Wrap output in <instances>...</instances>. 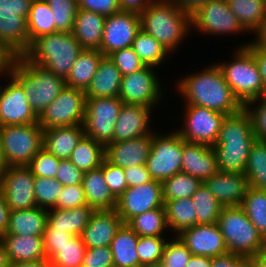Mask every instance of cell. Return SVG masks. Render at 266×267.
I'll list each match as a JSON object with an SVG mask.
<instances>
[{
  "mask_svg": "<svg viewBox=\"0 0 266 267\" xmlns=\"http://www.w3.org/2000/svg\"><path fill=\"white\" fill-rule=\"evenodd\" d=\"M176 82L175 89L185 101L184 105H197L226 115L235 114L244 108L216 63L208 65L201 72L187 74Z\"/></svg>",
  "mask_w": 266,
  "mask_h": 267,
  "instance_id": "6da1fadb",
  "label": "cell"
},
{
  "mask_svg": "<svg viewBox=\"0 0 266 267\" xmlns=\"http://www.w3.org/2000/svg\"><path fill=\"white\" fill-rule=\"evenodd\" d=\"M255 140L251 118L244 108L235 114L226 115L218 138L212 146L218 170L244 174L249 151Z\"/></svg>",
  "mask_w": 266,
  "mask_h": 267,
  "instance_id": "7a4b0ae2",
  "label": "cell"
},
{
  "mask_svg": "<svg viewBox=\"0 0 266 267\" xmlns=\"http://www.w3.org/2000/svg\"><path fill=\"white\" fill-rule=\"evenodd\" d=\"M140 19L141 29L171 54L192 31L191 13L170 0H155L140 13Z\"/></svg>",
  "mask_w": 266,
  "mask_h": 267,
  "instance_id": "3957f363",
  "label": "cell"
},
{
  "mask_svg": "<svg viewBox=\"0 0 266 267\" xmlns=\"http://www.w3.org/2000/svg\"><path fill=\"white\" fill-rule=\"evenodd\" d=\"M8 73L22 86L29 105L39 116L65 87V80L24 55L13 57Z\"/></svg>",
  "mask_w": 266,
  "mask_h": 267,
  "instance_id": "277c9868",
  "label": "cell"
},
{
  "mask_svg": "<svg viewBox=\"0 0 266 267\" xmlns=\"http://www.w3.org/2000/svg\"><path fill=\"white\" fill-rule=\"evenodd\" d=\"M83 49L72 32H56L32 41L23 55L66 80Z\"/></svg>",
  "mask_w": 266,
  "mask_h": 267,
  "instance_id": "5b68a950",
  "label": "cell"
},
{
  "mask_svg": "<svg viewBox=\"0 0 266 267\" xmlns=\"http://www.w3.org/2000/svg\"><path fill=\"white\" fill-rule=\"evenodd\" d=\"M229 253L251 259L266 248V240L240 206L222 207L217 222Z\"/></svg>",
  "mask_w": 266,
  "mask_h": 267,
  "instance_id": "8992f818",
  "label": "cell"
},
{
  "mask_svg": "<svg viewBox=\"0 0 266 267\" xmlns=\"http://www.w3.org/2000/svg\"><path fill=\"white\" fill-rule=\"evenodd\" d=\"M232 59L217 63L234 95L245 105L251 100L264 97L258 65L246 47H238Z\"/></svg>",
  "mask_w": 266,
  "mask_h": 267,
  "instance_id": "52a82bcc",
  "label": "cell"
},
{
  "mask_svg": "<svg viewBox=\"0 0 266 267\" xmlns=\"http://www.w3.org/2000/svg\"><path fill=\"white\" fill-rule=\"evenodd\" d=\"M33 0H0V45L12 56L30 47L27 18Z\"/></svg>",
  "mask_w": 266,
  "mask_h": 267,
  "instance_id": "ba28073f",
  "label": "cell"
},
{
  "mask_svg": "<svg viewBox=\"0 0 266 267\" xmlns=\"http://www.w3.org/2000/svg\"><path fill=\"white\" fill-rule=\"evenodd\" d=\"M43 131L38 122L2 126V150L6 167L28 166L43 148Z\"/></svg>",
  "mask_w": 266,
  "mask_h": 267,
  "instance_id": "9c48e42d",
  "label": "cell"
},
{
  "mask_svg": "<svg viewBox=\"0 0 266 267\" xmlns=\"http://www.w3.org/2000/svg\"><path fill=\"white\" fill-rule=\"evenodd\" d=\"M153 133L152 148L146 161L150 176L163 182L181 172L182 137L174 129L172 132Z\"/></svg>",
  "mask_w": 266,
  "mask_h": 267,
  "instance_id": "30bf717a",
  "label": "cell"
},
{
  "mask_svg": "<svg viewBox=\"0 0 266 267\" xmlns=\"http://www.w3.org/2000/svg\"><path fill=\"white\" fill-rule=\"evenodd\" d=\"M123 102L119 97L86 98L85 136L106 146L113 142L114 128Z\"/></svg>",
  "mask_w": 266,
  "mask_h": 267,
  "instance_id": "8fae6325",
  "label": "cell"
},
{
  "mask_svg": "<svg viewBox=\"0 0 266 267\" xmlns=\"http://www.w3.org/2000/svg\"><path fill=\"white\" fill-rule=\"evenodd\" d=\"M86 108L85 91L65 86L38 116L43 129L83 124Z\"/></svg>",
  "mask_w": 266,
  "mask_h": 267,
  "instance_id": "7c38bea8",
  "label": "cell"
},
{
  "mask_svg": "<svg viewBox=\"0 0 266 267\" xmlns=\"http://www.w3.org/2000/svg\"><path fill=\"white\" fill-rule=\"evenodd\" d=\"M155 68L145 66L140 71L122 76L119 98L124 104H139L154 110L160 108L165 95Z\"/></svg>",
  "mask_w": 266,
  "mask_h": 267,
  "instance_id": "4fadbf2b",
  "label": "cell"
},
{
  "mask_svg": "<svg viewBox=\"0 0 266 267\" xmlns=\"http://www.w3.org/2000/svg\"><path fill=\"white\" fill-rule=\"evenodd\" d=\"M191 24L197 32L211 36L248 33L230 11L227 0H209L201 4L191 13Z\"/></svg>",
  "mask_w": 266,
  "mask_h": 267,
  "instance_id": "5bb4252c",
  "label": "cell"
},
{
  "mask_svg": "<svg viewBox=\"0 0 266 267\" xmlns=\"http://www.w3.org/2000/svg\"><path fill=\"white\" fill-rule=\"evenodd\" d=\"M183 125L176 129L178 134L190 143L213 146L218 138L226 114L197 105H185Z\"/></svg>",
  "mask_w": 266,
  "mask_h": 267,
  "instance_id": "9a60e30c",
  "label": "cell"
},
{
  "mask_svg": "<svg viewBox=\"0 0 266 267\" xmlns=\"http://www.w3.org/2000/svg\"><path fill=\"white\" fill-rule=\"evenodd\" d=\"M35 176L28 166L5 167L0 173V188L11 211L37 206Z\"/></svg>",
  "mask_w": 266,
  "mask_h": 267,
  "instance_id": "2e32d148",
  "label": "cell"
},
{
  "mask_svg": "<svg viewBox=\"0 0 266 267\" xmlns=\"http://www.w3.org/2000/svg\"><path fill=\"white\" fill-rule=\"evenodd\" d=\"M164 207L162 182H149L128 187L118 198L116 211L127 224L133 217L154 208Z\"/></svg>",
  "mask_w": 266,
  "mask_h": 267,
  "instance_id": "e0dca14e",
  "label": "cell"
},
{
  "mask_svg": "<svg viewBox=\"0 0 266 267\" xmlns=\"http://www.w3.org/2000/svg\"><path fill=\"white\" fill-rule=\"evenodd\" d=\"M141 29L140 14L120 11L106 17L99 51L109 56L114 51L132 47L137 32Z\"/></svg>",
  "mask_w": 266,
  "mask_h": 267,
  "instance_id": "ac0fdd59",
  "label": "cell"
},
{
  "mask_svg": "<svg viewBox=\"0 0 266 267\" xmlns=\"http://www.w3.org/2000/svg\"><path fill=\"white\" fill-rule=\"evenodd\" d=\"M8 83L0 84V125H23L38 122L22 86L8 73Z\"/></svg>",
  "mask_w": 266,
  "mask_h": 267,
  "instance_id": "d6986e66",
  "label": "cell"
},
{
  "mask_svg": "<svg viewBox=\"0 0 266 267\" xmlns=\"http://www.w3.org/2000/svg\"><path fill=\"white\" fill-rule=\"evenodd\" d=\"M192 255L216 257L228 253L217 223L196 224L177 235Z\"/></svg>",
  "mask_w": 266,
  "mask_h": 267,
  "instance_id": "ffe728a7",
  "label": "cell"
},
{
  "mask_svg": "<svg viewBox=\"0 0 266 267\" xmlns=\"http://www.w3.org/2000/svg\"><path fill=\"white\" fill-rule=\"evenodd\" d=\"M153 134L111 142L105 146V159L121 168L145 165L152 148Z\"/></svg>",
  "mask_w": 266,
  "mask_h": 267,
  "instance_id": "44dd1931",
  "label": "cell"
},
{
  "mask_svg": "<svg viewBox=\"0 0 266 267\" xmlns=\"http://www.w3.org/2000/svg\"><path fill=\"white\" fill-rule=\"evenodd\" d=\"M153 108L139 104H123L114 128L113 141H123L153 134L150 127Z\"/></svg>",
  "mask_w": 266,
  "mask_h": 267,
  "instance_id": "7402d4cb",
  "label": "cell"
},
{
  "mask_svg": "<svg viewBox=\"0 0 266 267\" xmlns=\"http://www.w3.org/2000/svg\"><path fill=\"white\" fill-rule=\"evenodd\" d=\"M123 224L116 209L95 210L80 236L87 248L110 246Z\"/></svg>",
  "mask_w": 266,
  "mask_h": 267,
  "instance_id": "603a6c76",
  "label": "cell"
},
{
  "mask_svg": "<svg viewBox=\"0 0 266 267\" xmlns=\"http://www.w3.org/2000/svg\"><path fill=\"white\" fill-rule=\"evenodd\" d=\"M218 171L217 159L212 146L186 142L182 138L181 172L196 177L203 182Z\"/></svg>",
  "mask_w": 266,
  "mask_h": 267,
  "instance_id": "cb8c5ba5",
  "label": "cell"
},
{
  "mask_svg": "<svg viewBox=\"0 0 266 267\" xmlns=\"http://www.w3.org/2000/svg\"><path fill=\"white\" fill-rule=\"evenodd\" d=\"M203 184L223 207L240 206L248 189V181L243 173L218 171L205 179Z\"/></svg>",
  "mask_w": 266,
  "mask_h": 267,
  "instance_id": "d4e9b609",
  "label": "cell"
},
{
  "mask_svg": "<svg viewBox=\"0 0 266 267\" xmlns=\"http://www.w3.org/2000/svg\"><path fill=\"white\" fill-rule=\"evenodd\" d=\"M9 262L47 260L43 236L2 234Z\"/></svg>",
  "mask_w": 266,
  "mask_h": 267,
  "instance_id": "484cf974",
  "label": "cell"
},
{
  "mask_svg": "<svg viewBox=\"0 0 266 267\" xmlns=\"http://www.w3.org/2000/svg\"><path fill=\"white\" fill-rule=\"evenodd\" d=\"M84 136L82 124L44 129L43 147L59 159H69L73 149Z\"/></svg>",
  "mask_w": 266,
  "mask_h": 267,
  "instance_id": "4316f807",
  "label": "cell"
},
{
  "mask_svg": "<svg viewBox=\"0 0 266 267\" xmlns=\"http://www.w3.org/2000/svg\"><path fill=\"white\" fill-rule=\"evenodd\" d=\"M106 17L92 11L78 9L72 34L84 49L99 50Z\"/></svg>",
  "mask_w": 266,
  "mask_h": 267,
  "instance_id": "83f0119b",
  "label": "cell"
},
{
  "mask_svg": "<svg viewBox=\"0 0 266 267\" xmlns=\"http://www.w3.org/2000/svg\"><path fill=\"white\" fill-rule=\"evenodd\" d=\"M82 186L87 205L94 210L116 209L117 198L112 194L103 176V163L94 170L84 172Z\"/></svg>",
  "mask_w": 266,
  "mask_h": 267,
  "instance_id": "f1b7e54d",
  "label": "cell"
},
{
  "mask_svg": "<svg viewBox=\"0 0 266 267\" xmlns=\"http://www.w3.org/2000/svg\"><path fill=\"white\" fill-rule=\"evenodd\" d=\"M122 75L114 62L104 56L90 86L85 91L86 98L119 97Z\"/></svg>",
  "mask_w": 266,
  "mask_h": 267,
  "instance_id": "f546056e",
  "label": "cell"
},
{
  "mask_svg": "<svg viewBox=\"0 0 266 267\" xmlns=\"http://www.w3.org/2000/svg\"><path fill=\"white\" fill-rule=\"evenodd\" d=\"M94 211L89 205L72 209L51 208L47 210V225L53 230L66 231L74 236H80Z\"/></svg>",
  "mask_w": 266,
  "mask_h": 267,
  "instance_id": "4dcf8cb0",
  "label": "cell"
},
{
  "mask_svg": "<svg viewBox=\"0 0 266 267\" xmlns=\"http://www.w3.org/2000/svg\"><path fill=\"white\" fill-rule=\"evenodd\" d=\"M47 225V210L38 206L10 211L6 233L14 235L43 236Z\"/></svg>",
  "mask_w": 266,
  "mask_h": 267,
  "instance_id": "1f68e13d",
  "label": "cell"
},
{
  "mask_svg": "<svg viewBox=\"0 0 266 267\" xmlns=\"http://www.w3.org/2000/svg\"><path fill=\"white\" fill-rule=\"evenodd\" d=\"M104 55L95 49H83L71 67L65 86L86 91Z\"/></svg>",
  "mask_w": 266,
  "mask_h": 267,
  "instance_id": "d6a6232c",
  "label": "cell"
},
{
  "mask_svg": "<svg viewBox=\"0 0 266 267\" xmlns=\"http://www.w3.org/2000/svg\"><path fill=\"white\" fill-rule=\"evenodd\" d=\"M139 236L128 226L123 224L111 242L114 266L141 267L137 253Z\"/></svg>",
  "mask_w": 266,
  "mask_h": 267,
  "instance_id": "836d02e7",
  "label": "cell"
},
{
  "mask_svg": "<svg viewBox=\"0 0 266 267\" xmlns=\"http://www.w3.org/2000/svg\"><path fill=\"white\" fill-rule=\"evenodd\" d=\"M230 11L249 33H256L266 24V0H227Z\"/></svg>",
  "mask_w": 266,
  "mask_h": 267,
  "instance_id": "e575fe53",
  "label": "cell"
},
{
  "mask_svg": "<svg viewBox=\"0 0 266 267\" xmlns=\"http://www.w3.org/2000/svg\"><path fill=\"white\" fill-rule=\"evenodd\" d=\"M166 223L172 234L178 235L197 224V215L191 197L164 201Z\"/></svg>",
  "mask_w": 266,
  "mask_h": 267,
  "instance_id": "d590c367",
  "label": "cell"
},
{
  "mask_svg": "<svg viewBox=\"0 0 266 267\" xmlns=\"http://www.w3.org/2000/svg\"><path fill=\"white\" fill-rule=\"evenodd\" d=\"M105 159V146L84 136L73 149L69 160L83 172L99 168Z\"/></svg>",
  "mask_w": 266,
  "mask_h": 267,
  "instance_id": "8d00e7d4",
  "label": "cell"
},
{
  "mask_svg": "<svg viewBox=\"0 0 266 267\" xmlns=\"http://www.w3.org/2000/svg\"><path fill=\"white\" fill-rule=\"evenodd\" d=\"M132 48L145 66L157 67L166 62L171 53L153 36L140 29L133 41Z\"/></svg>",
  "mask_w": 266,
  "mask_h": 267,
  "instance_id": "74e56055",
  "label": "cell"
},
{
  "mask_svg": "<svg viewBox=\"0 0 266 267\" xmlns=\"http://www.w3.org/2000/svg\"><path fill=\"white\" fill-rule=\"evenodd\" d=\"M29 43L35 39L55 33L54 15L45 0H33L27 18Z\"/></svg>",
  "mask_w": 266,
  "mask_h": 267,
  "instance_id": "f35d334b",
  "label": "cell"
},
{
  "mask_svg": "<svg viewBox=\"0 0 266 267\" xmlns=\"http://www.w3.org/2000/svg\"><path fill=\"white\" fill-rule=\"evenodd\" d=\"M127 224L138 236H167L165 233L169 231L165 207L154 208L139 214Z\"/></svg>",
  "mask_w": 266,
  "mask_h": 267,
  "instance_id": "ab89813d",
  "label": "cell"
},
{
  "mask_svg": "<svg viewBox=\"0 0 266 267\" xmlns=\"http://www.w3.org/2000/svg\"><path fill=\"white\" fill-rule=\"evenodd\" d=\"M244 174L248 187L266 190V141L255 140L251 145Z\"/></svg>",
  "mask_w": 266,
  "mask_h": 267,
  "instance_id": "60d3db41",
  "label": "cell"
},
{
  "mask_svg": "<svg viewBox=\"0 0 266 267\" xmlns=\"http://www.w3.org/2000/svg\"><path fill=\"white\" fill-rule=\"evenodd\" d=\"M240 207L266 240V190L248 187Z\"/></svg>",
  "mask_w": 266,
  "mask_h": 267,
  "instance_id": "b9f144b4",
  "label": "cell"
},
{
  "mask_svg": "<svg viewBox=\"0 0 266 267\" xmlns=\"http://www.w3.org/2000/svg\"><path fill=\"white\" fill-rule=\"evenodd\" d=\"M191 200L197 215V224H214L218 222L222 205L202 183L193 193Z\"/></svg>",
  "mask_w": 266,
  "mask_h": 267,
  "instance_id": "7bdbcfd3",
  "label": "cell"
},
{
  "mask_svg": "<svg viewBox=\"0 0 266 267\" xmlns=\"http://www.w3.org/2000/svg\"><path fill=\"white\" fill-rule=\"evenodd\" d=\"M203 182L189 174L180 172L162 182L163 200L191 197Z\"/></svg>",
  "mask_w": 266,
  "mask_h": 267,
  "instance_id": "ee69618b",
  "label": "cell"
},
{
  "mask_svg": "<svg viewBox=\"0 0 266 267\" xmlns=\"http://www.w3.org/2000/svg\"><path fill=\"white\" fill-rule=\"evenodd\" d=\"M86 249L81 236H73L57 248V254L49 261L50 267H81Z\"/></svg>",
  "mask_w": 266,
  "mask_h": 267,
  "instance_id": "f6af8a7d",
  "label": "cell"
},
{
  "mask_svg": "<svg viewBox=\"0 0 266 267\" xmlns=\"http://www.w3.org/2000/svg\"><path fill=\"white\" fill-rule=\"evenodd\" d=\"M54 15L55 33L72 32L78 10L77 0H45Z\"/></svg>",
  "mask_w": 266,
  "mask_h": 267,
  "instance_id": "bcb514c9",
  "label": "cell"
},
{
  "mask_svg": "<svg viewBox=\"0 0 266 267\" xmlns=\"http://www.w3.org/2000/svg\"><path fill=\"white\" fill-rule=\"evenodd\" d=\"M62 188L63 185L56 178L35 177L34 194L37 206L46 210L55 208Z\"/></svg>",
  "mask_w": 266,
  "mask_h": 267,
  "instance_id": "7dc6e473",
  "label": "cell"
},
{
  "mask_svg": "<svg viewBox=\"0 0 266 267\" xmlns=\"http://www.w3.org/2000/svg\"><path fill=\"white\" fill-rule=\"evenodd\" d=\"M165 237V238H164ZM167 236H139L137 253L141 266L161 262Z\"/></svg>",
  "mask_w": 266,
  "mask_h": 267,
  "instance_id": "c3c4849f",
  "label": "cell"
},
{
  "mask_svg": "<svg viewBox=\"0 0 266 267\" xmlns=\"http://www.w3.org/2000/svg\"><path fill=\"white\" fill-rule=\"evenodd\" d=\"M172 236L165 244L161 263L163 267H186L192 253L177 235Z\"/></svg>",
  "mask_w": 266,
  "mask_h": 267,
  "instance_id": "681fc988",
  "label": "cell"
},
{
  "mask_svg": "<svg viewBox=\"0 0 266 267\" xmlns=\"http://www.w3.org/2000/svg\"><path fill=\"white\" fill-rule=\"evenodd\" d=\"M244 109L251 118L256 140L266 141V97L249 101L244 105Z\"/></svg>",
  "mask_w": 266,
  "mask_h": 267,
  "instance_id": "f907efd6",
  "label": "cell"
},
{
  "mask_svg": "<svg viewBox=\"0 0 266 267\" xmlns=\"http://www.w3.org/2000/svg\"><path fill=\"white\" fill-rule=\"evenodd\" d=\"M60 159L44 147L32 158L28 167L35 177L56 178Z\"/></svg>",
  "mask_w": 266,
  "mask_h": 267,
  "instance_id": "816d5d0a",
  "label": "cell"
},
{
  "mask_svg": "<svg viewBox=\"0 0 266 267\" xmlns=\"http://www.w3.org/2000/svg\"><path fill=\"white\" fill-rule=\"evenodd\" d=\"M108 57L114 62L122 76L140 71L145 67L132 47L114 51Z\"/></svg>",
  "mask_w": 266,
  "mask_h": 267,
  "instance_id": "f5cc1de1",
  "label": "cell"
},
{
  "mask_svg": "<svg viewBox=\"0 0 266 267\" xmlns=\"http://www.w3.org/2000/svg\"><path fill=\"white\" fill-rule=\"evenodd\" d=\"M103 176L112 194L118 198L127 188L124 169L113 165L106 159L103 161Z\"/></svg>",
  "mask_w": 266,
  "mask_h": 267,
  "instance_id": "db71d44e",
  "label": "cell"
},
{
  "mask_svg": "<svg viewBox=\"0 0 266 267\" xmlns=\"http://www.w3.org/2000/svg\"><path fill=\"white\" fill-rule=\"evenodd\" d=\"M87 205L82 184L63 186L56 202V209H72Z\"/></svg>",
  "mask_w": 266,
  "mask_h": 267,
  "instance_id": "11a10c76",
  "label": "cell"
},
{
  "mask_svg": "<svg viewBox=\"0 0 266 267\" xmlns=\"http://www.w3.org/2000/svg\"><path fill=\"white\" fill-rule=\"evenodd\" d=\"M114 265L110 246L87 248L81 267H111Z\"/></svg>",
  "mask_w": 266,
  "mask_h": 267,
  "instance_id": "9f6ffc18",
  "label": "cell"
},
{
  "mask_svg": "<svg viewBox=\"0 0 266 267\" xmlns=\"http://www.w3.org/2000/svg\"><path fill=\"white\" fill-rule=\"evenodd\" d=\"M73 236L66 231L53 230L46 225L43 234V243L47 260L50 261L57 254V248L66 244Z\"/></svg>",
  "mask_w": 266,
  "mask_h": 267,
  "instance_id": "6f0895ef",
  "label": "cell"
},
{
  "mask_svg": "<svg viewBox=\"0 0 266 267\" xmlns=\"http://www.w3.org/2000/svg\"><path fill=\"white\" fill-rule=\"evenodd\" d=\"M84 172L69 159H60L56 179L63 186L82 184Z\"/></svg>",
  "mask_w": 266,
  "mask_h": 267,
  "instance_id": "680465c9",
  "label": "cell"
},
{
  "mask_svg": "<svg viewBox=\"0 0 266 267\" xmlns=\"http://www.w3.org/2000/svg\"><path fill=\"white\" fill-rule=\"evenodd\" d=\"M77 6L105 17L121 11L118 0H77Z\"/></svg>",
  "mask_w": 266,
  "mask_h": 267,
  "instance_id": "91938a15",
  "label": "cell"
},
{
  "mask_svg": "<svg viewBox=\"0 0 266 267\" xmlns=\"http://www.w3.org/2000/svg\"><path fill=\"white\" fill-rule=\"evenodd\" d=\"M124 175L128 187L137 186L152 180L146 164L125 168Z\"/></svg>",
  "mask_w": 266,
  "mask_h": 267,
  "instance_id": "94428289",
  "label": "cell"
},
{
  "mask_svg": "<svg viewBox=\"0 0 266 267\" xmlns=\"http://www.w3.org/2000/svg\"><path fill=\"white\" fill-rule=\"evenodd\" d=\"M211 267H250V259L228 252L211 257Z\"/></svg>",
  "mask_w": 266,
  "mask_h": 267,
  "instance_id": "6125c7cd",
  "label": "cell"
},
{
  "mask_svg": "<svg viewBox=\"0 0 266 267\" xmlns=\"http://www.w3.org/2000/svg\"><path fill=\"white\" fill-rule=\"evenodd\" d=\"M239 47H246L253 55L261 75V81L263 85L264 97H266V53L262 52L252 41L245 43Z\"/></svg>",
  "mask_w": 266,
  "mask_h": 267,
  "instance_id": "be15d7a7",
  "label": "cell"
},
{
  "mask_svg": "<svg viewBox=\"0 0 266 267\" xmlns=\"http://www.w3.org/2000/svg\"><path fill=\"white\" fill-rule=\"evenodd\" d=\"M155 0H118L121 11L140 14Z\"/></svg>",
  "mask_w": 266,
  "mask_h": 267,
  "instance_id": "e7e4bbea",
  "label": "cell"
},
{
  "mask_svg": "<svg viewBox=\"0 0 266 267\" xmlns=\"http://www.w3.org/2000/svg\"><path fill=\"white\" fill-rule=\"evenodd\" d=\"M10 208L5 199L4 193L0 188V234H4L7 231L9 224Z\"/></svg>",
  "mask_w": 266,
  "mask_h": 267,
  "instance_id": "03108f58",
  "label": "cell"
},
{
  "mask_svg": "<svg viewBox=\"0 0 266 267\" xmlns=\"http://www.w3.org/2000/svg\"><path fill=\"white\" fill-rule=\"evenodd\" d=\"M12 59L13 57L0 45V78L8 74Z\"/></svg>",
  "mask_w": 266,
  "mask_h": 267,
  "instance_id": "003e7915",
  "label": "cell"
},
{
  "mask_svg": "<svg viewBox=\"0 0 266 267\" xmlns=\"http://www.w3.org/2000/svg\"><path fill=\"white\" fill-rule=\"evenodd\" d=\"M176 3L180 8L192 13L201 4L208 2L209 0H170Z\"/></svg>",
  "mask_w": 266,
  "mask_h": 267,
  "instance_id": "a7ac6f4b",
  "label": "cell"
},
{
  "mask_svg": "<svg viewBox=\"0 0 266 267\" xmlns=\"http://www.w3.org/2000/svg\"><path fill=\"white\" fill-rule=\"evenodd\" d=\"M186 267H211V257L192 255Z\"/></svg>",
  "mask_w": 266,
  "mask_h": 267,
  "instance_id": "89a4df30",
  "label": "cell"
},
{
  "mask_svg": "<svg viewBox=\"0 0 266 267\" xmlns=\"http://www.w3.org/2000/svg\"><path fill=\"white\" fill-rule=\"evenodd\" d=\"M252 42L262 51L266 53V24L261 27L255 34Z\"/></svg>",
  "mask_w": 266,
  "mask_h": 267,
  "instance_id": "2644e50d",
  "label": "cell"
},
{
  "mask_svg": "<svg viewBox=\"0 0 266 267\" xmlns=\"http://www.w3.org/2000/svg\"><path fill=\"white\" fill-rule=\"evenodd\" d=\"M8 267H50L48 260L10 262Z\"/></svg>",
  "mask_w": 266,
  "mask_h": 267,
  "instance_id": "8c879c8a",
  "label": "cell"
},
{
  "mask_svg": "<svg viewBox=\"0 0 266 267\" xmlns=\"http://www.w3.org/2000/svg\"><path fill=\"white\" fill-rule=\"evenodd\" d=\"M250 267H266V251H262L250 259Z\"/></svg>",
  "mask_w": 266,
  "mask_h": 267,
  "instance_id": "753ad0ef",
  "label": "cell"
},
{
  "mask_svg": "<svg viewBox=\"0 0 266 267\" xmlns=\"http://www.w3.org/2000/svg\"><path fill=\"white\" fill-rule=\"evenodd\" d=\"M9 263L5 245L3 241L0 240V267H8Z\"/></svg>",
  "mask_w": 266,
  "mask_h": 267,
  "instance_id": "34e18365",
  "label": "cell"
},
{
  "mask_svg": "<svg viewBox=\"0 0 266 267\" xmlns=\"http://www.w3.org/2000/svg\"><path fill=\"white\" fill-rule=\"evenodd\" d=\"M6 167L2 150V126L0 125V173Z\"/></svg>",
  "mask_w": 266,
  "mask_h": 267,
  "instance_id": "11e5206c",
  "label": "cell"
},
{
  "mask_svg": "<svg viewBox=\"0 0 266 267\" xmlns=\"http://www.w3.org/2000/svg\"><path fill=\"white\" fill-rule=\"evenodd\" d=\"M141 267H163V265L161 262H156V263L146 264Z\"/></svg>",
  "mask_w": 266,
  "mask_h": 267,
  "instance_id": "2a66077c",
  "label": "cell"
}]
</instances>
